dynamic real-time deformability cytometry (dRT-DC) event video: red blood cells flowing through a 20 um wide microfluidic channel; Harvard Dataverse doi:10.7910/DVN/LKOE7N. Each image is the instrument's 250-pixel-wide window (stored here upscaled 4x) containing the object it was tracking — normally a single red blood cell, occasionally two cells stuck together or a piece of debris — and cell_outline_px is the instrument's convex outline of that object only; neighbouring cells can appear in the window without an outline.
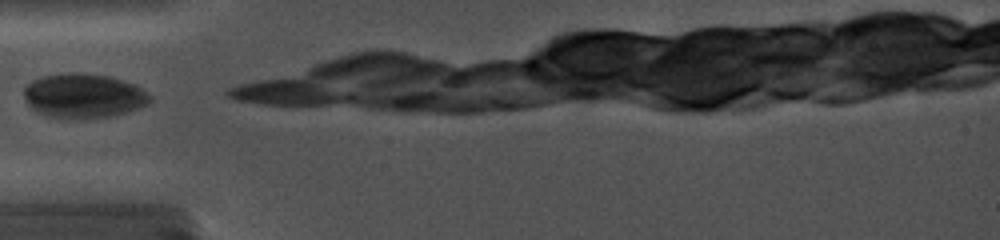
{"species": "common noctule bat (a hibernating species)", "species_latin": "Nyctalus noctula", "temperature_condition": "cold", "stored_images_in_passage": 10, "camera_frame_rate_fps": 5000, "um_per_image_px": 0.085, "animal": {"sex": "female", "body_mass_g": 19.0, "forearm_length_mm": 56.7}, "frame": {"image": 1, "passage_image": 1, "time_ms": 0.0, "image_size_px": [1000, 240], "cell_outline_px": [[152, 100], [148, 104], [140, 108], [108, 116], [48, 116], [36, 112], [24, 100], [24, 88], [32, 80], [44, 76], [72, 72], [80, 72], [108, 76], [124, 80], [140, 88], [152, 96]], "centroid_in_image_um": [7.1, 8.1], "position_along_channel_um": 77.9, "area_um2": 31.91}}